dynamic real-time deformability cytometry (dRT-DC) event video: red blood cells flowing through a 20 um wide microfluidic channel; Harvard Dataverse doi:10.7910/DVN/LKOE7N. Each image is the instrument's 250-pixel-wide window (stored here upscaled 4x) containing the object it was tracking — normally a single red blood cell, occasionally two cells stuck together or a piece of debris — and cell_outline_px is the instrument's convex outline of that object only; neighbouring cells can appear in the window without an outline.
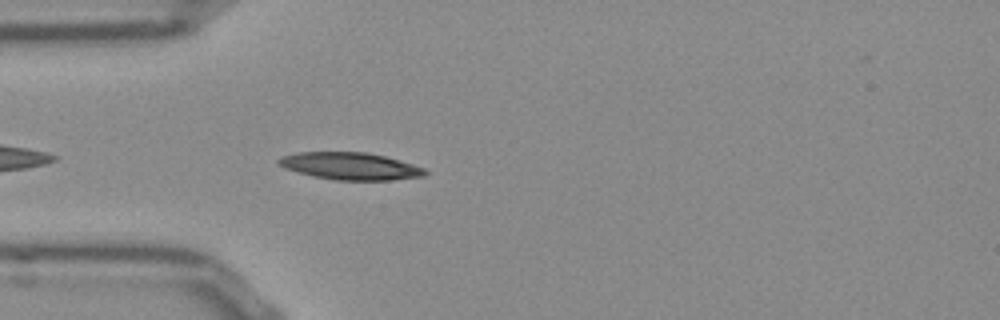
{"species": "Egyptian fruit bat (a non-hibernating species)", "species_latin": "Rousettus aegyptiacus", "temperature_condition": "room temperature", "stored_images_in_passage": 34, "camera_frame_rate_fps": 3000, "um_per_image_px": 0.085, "frame": {"image": 1, "passage_image": 3, "time_ms": 0.667, "image_size_px": [1000, 320], "cell_outline_px": [[428, 172], [424, 176], [388, 180], [336, 180], [312, 176], [284, 168], [276, 164], [276, 160], [280, 156], [296, 152], [368, 152], [384, 156], [412, 164], [424, 168]], "centroid_in_image_um": [29.71, 14.11], "position_along_channel_um": 55.3, "area_um2": 23.29}}
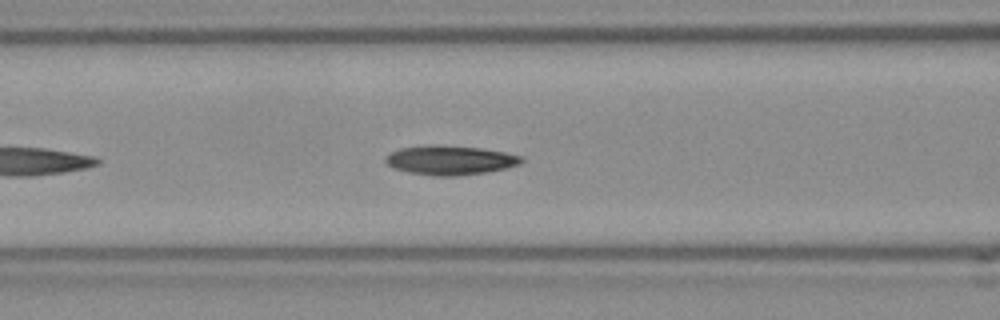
{"frame": {"image": 2, "passage_image": 9, "time_ms": 2.667, "image_size_px": [1000, 320], "cell_outline_px": [[524, 160], [520, 164], [488, 172], [456, 176], [436, 176], [412, 172], [392, 168], [384, 160], [392, 152], [400, 148], [480, 148], [504, 152], [524, 156]], "centroid_in_image_um": [38.35, 13.67], "position_along_channel_um": 128.2, "area_um2": 21.91}}
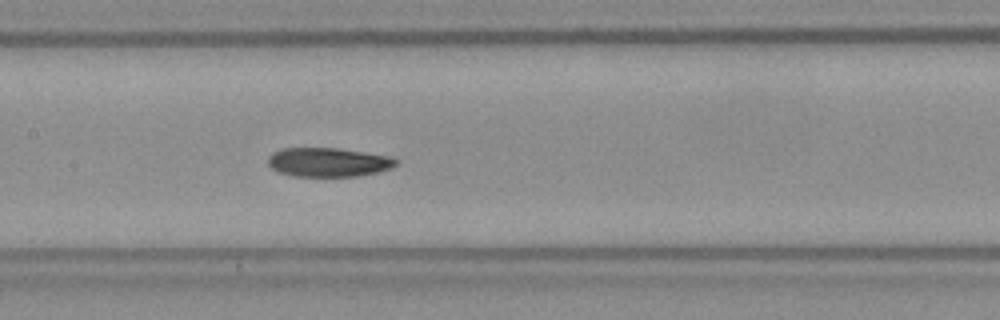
{"frame": {"image": 3, "passage_image": 13, "time_ms": 4.0, "image_size_px": [1000, 320], "cell_outline_px": [[400, 160], [396, 164], [388, 168], [376, 172], [356, 176], [292, 176], [280, 172], [272, 168], [268, 164], [268, 156], [272, 152], [280, 148], [340, 148], [392, 156]], "centroid_in_image_um": [27.89, 13.77], "position_along_channel_um": 179.5, "area_um2": 21.73}, "authors_computed_cell_mechanics": {"area_um2": 22.0796, "velocity_mm_per_s": 3.8362, "shape_relaxation_time_tau1_ms": null, "shape_relaxation_time_tau2_ms": 3.1608, "deformation_change_tau1": null, "deformation_change_tau2": 0.085}}